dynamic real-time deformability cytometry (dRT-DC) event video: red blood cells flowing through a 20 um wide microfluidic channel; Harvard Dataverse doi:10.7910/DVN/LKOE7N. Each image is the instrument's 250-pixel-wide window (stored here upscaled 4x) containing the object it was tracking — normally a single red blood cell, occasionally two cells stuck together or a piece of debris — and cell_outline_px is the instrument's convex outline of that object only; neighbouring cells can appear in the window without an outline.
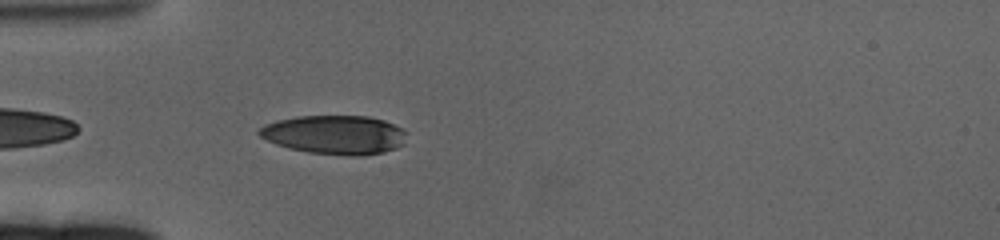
{"species": "human", "species_latin": "Homo sapiens", "temperature_condition": "cold", "stored_images_in_passage": 42, "camera_frame_rate_fps": 3000, "um_per_image_px": 0.085, "donor": {"sex": "female"}, "frame": {"image": 1, "passage_image": 3, "time_ms": 0.667, "image_size_px": [1000, 240], "cell_outline_px": [[408, 132], [404, 144], [396, 148], [384, 152], [360, 156], [352, 156], [308, 152], [288, 148], [276, 144], [260, 136], [256, 132], [264, 124], [276, 120], [296, 116], [368, 116], [384, 120], [404, 128]], "centroid_in_image_um": [28.49, 11.45], "position_along_channel_um": 56.5, "area_um2": 33.81}}
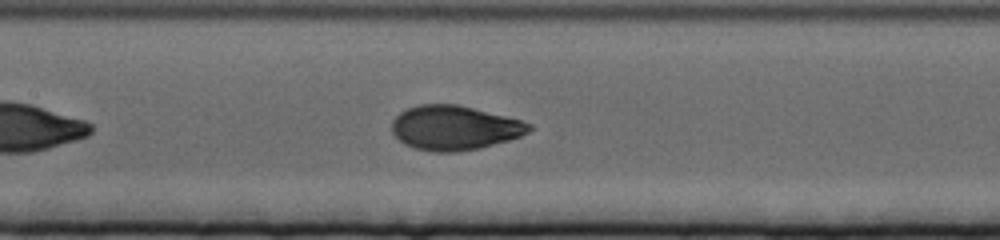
{"frame": {"image": 2, "passage_image": 14, "time_ms": 4.333, "image_size_px": [1000, 240], "cell_outline_px": [[532, 128], [528, 132], [520, 136], [508, 140], [480, 148], [456, 152], [432, 152], [416, 148], [404, 144], [392, 132], [392, 120], [400, 112], [408, 108], [420, 104], [456, 104], [520, 120], [532, 124]], "centroid_in_image_um": [38.61, 10.87], "position_along_channel_um": 168.8, "area_um2": 35.26}}
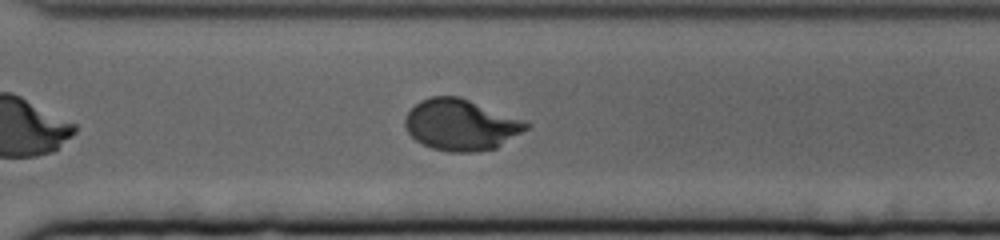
{"frame": {"image": 3, "passage_image": 29, "time_ms": 9.333, "image_size_px": [1000, 240], "cell_outline_px": [[532, 124], [528, 128], [496, 148], [476, 152], [448, 152], [432, 148], [416, 140], [408, 132], [404, 124], [404, 120], [408, 112], [420, 100], [432, 96], [460, 96], [524, 120]], "centroid_in_image_um": [39.18, 10.6], "position_along_channel_um": 331.4, "area_um2": 36.07}, "authors_computed_cell_mechanics": {"area_um2": 35.3447, "velocity_mm_per_s": 3.2637, "shape_relaxation_time_tau1_ms": 4.728, "shape_relaxation_time_tau2_ms": null, "deformation_change_tau1": 0.1954, "deformation_change_tau2": null}}